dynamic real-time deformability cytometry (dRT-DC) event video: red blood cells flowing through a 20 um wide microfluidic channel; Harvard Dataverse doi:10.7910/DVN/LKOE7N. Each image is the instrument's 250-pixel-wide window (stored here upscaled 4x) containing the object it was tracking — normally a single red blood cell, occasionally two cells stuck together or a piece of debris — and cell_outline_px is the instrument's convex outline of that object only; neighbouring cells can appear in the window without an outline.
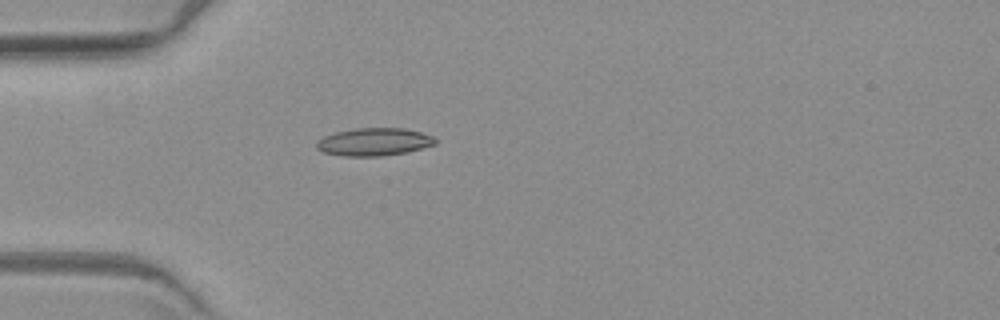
{"species": "common noctule bat (a hibernating species)", "species_latin": "Nyctalus noctula", "temperature_condition": "warm", "stored_images_in_passage": 1, "camera_frame_rate_fps": 3000, "um_per_image_px": 0.085, "animal": {"sex": "female", "body_mass_g": 19.3, "forearm_length_mm": 54.1}, "frame": {"image": 1, "passage_image": 1, "time_ms": 0.0, "image_size_px": [1000, 320], "cell_outline_px": [[436, 144], [408, 152], [380, 156], [344, 156], [324, 152], [316, 148], [316, 140], [324, 136], [336, 132], [356, 128], [404, 128], [420, 132], [432, 136], [436, 140]], "centroid_in_image_um": [31.78, 12.06], "position_along_channel_um": 53.2, "area_um2": 19.19}}